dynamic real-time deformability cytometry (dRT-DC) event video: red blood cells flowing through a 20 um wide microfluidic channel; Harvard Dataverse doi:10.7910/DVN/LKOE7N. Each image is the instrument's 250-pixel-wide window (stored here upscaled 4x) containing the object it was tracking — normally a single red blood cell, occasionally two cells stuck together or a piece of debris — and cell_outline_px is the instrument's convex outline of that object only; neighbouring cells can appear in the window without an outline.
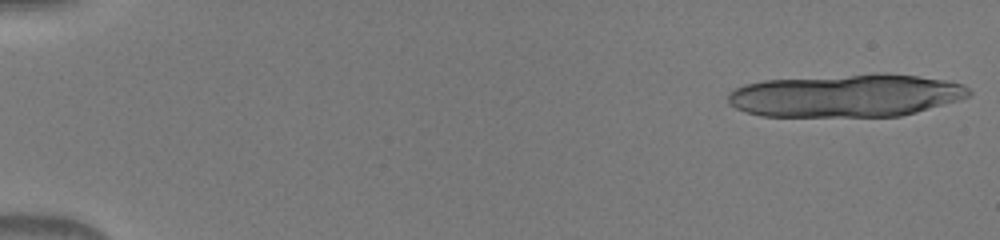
{"species": "human", "species_latin": "Homo sapiens", "temperature_condition": "warm", "stored_images_in_passage": 20, "camera_frame_rate_fps": 3000, "um_per_image_px": 0.085, "donor": {"sex": "male"}, "frame": {"image": 1, "passage_image": 1, "time_ms": 0.0, "image_size_px": [1000, 240], "cell_outline_px": [[972, 96], [960, 100], [916, 112], [900, 116], [760, 116], [736, 108], [728, 104], [728, 96], [736, 88], [744, 84], [764, 80], [876, 72], [884, 72], [916, 76], [944, 80], [960, 84], [968, 88], [972, 92]], "centroid_in_image_um": [71.94, 8.11], "position_along_channel_um": 13.1, "area_um2": 60.52}}